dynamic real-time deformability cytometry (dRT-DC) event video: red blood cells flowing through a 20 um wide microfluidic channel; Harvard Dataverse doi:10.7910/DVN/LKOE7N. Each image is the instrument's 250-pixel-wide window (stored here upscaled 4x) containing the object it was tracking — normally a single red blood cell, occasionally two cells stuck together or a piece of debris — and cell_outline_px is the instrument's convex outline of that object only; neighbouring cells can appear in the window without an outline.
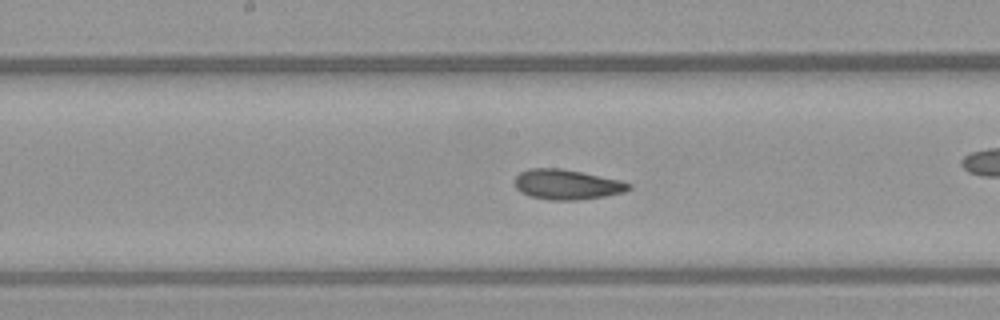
{"species": "common noctule bat (a hibernating species)", "species_latin": "Nyctalus noctula", "temperature_condition": "warm", "stored_images_in_passage": 46, "camera_frame_rate_fps": 3000, "um_per_image_px": 0.085, "animal": {"sex": "female", "body_mass_g": 21.9}, "frame": {"image": 1, "passage_image": 27, "time_ms": 8.667, "image_size_px": [1000, 320], "cell_outline_px": [[632, 188], [624, 192], [604, 196], [576, 200], [548, 200], [528, 196], [520, 192], [516, 188], [516, 176], [520, 172], [528, 168], [560, 168], [620, 180], [632, 184]], "centroid_in_image_um": [48.17, 15.69], "position_along_channel_um": 200.0, "area_um2": 19.94}}
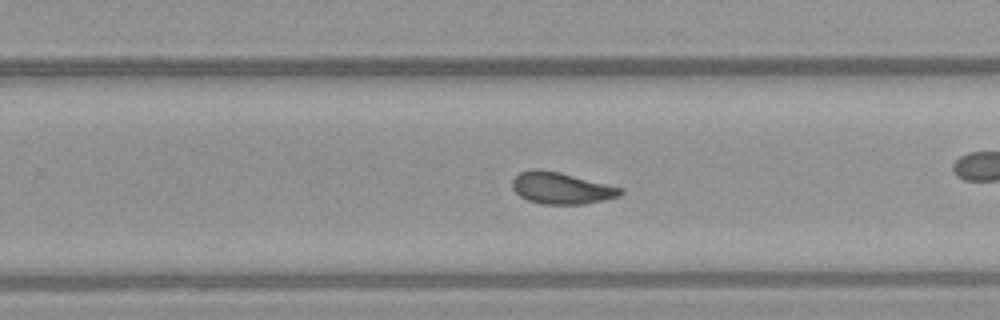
{"frame": {"image": 2, "passage_image": 33, "time_ms": 10.667, "image_size_px": [1000, 320], "cell_outline_px": [[624, 192], [620, 196], [604, 200], [584, 204], [544, 204], [528, 200], [520, 196], [512, 188], [512, 180], [520, 172], [532, 168], [536, 168], [560, 172], [624, 188]], "centroid_in_image_um": [47.73, 15.98], "position_along_channel_um": 282.1, "area_um2": 20.06}, "authors_computed_cell_mechanics": {"area_um2": 20.1433, "velocity_mm_per_s": 4.1254, "shape_relaxation_time_tau1_ms": 3.763, "shape_relaxation_time_tau2_ms": 1.4802, "deformation_change_tau1": 0.1244, "deformation_change_tau2": 0.0712}}